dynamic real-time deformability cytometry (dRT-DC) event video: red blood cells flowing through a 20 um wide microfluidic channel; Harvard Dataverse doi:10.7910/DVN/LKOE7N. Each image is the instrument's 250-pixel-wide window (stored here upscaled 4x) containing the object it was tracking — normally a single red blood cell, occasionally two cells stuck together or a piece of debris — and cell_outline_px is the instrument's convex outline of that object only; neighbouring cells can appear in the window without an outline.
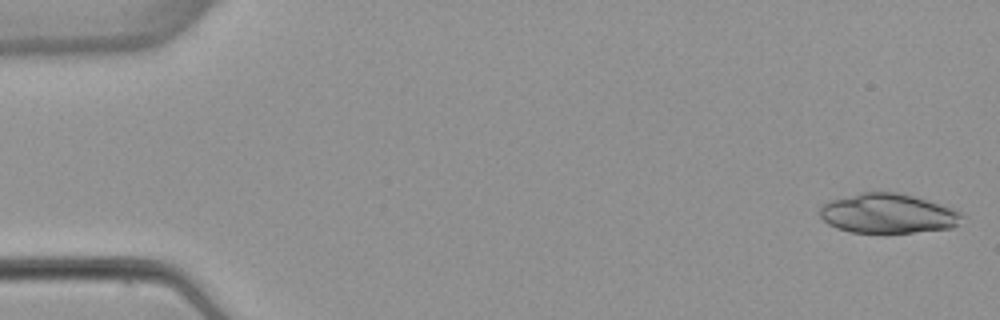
{"species": "common noctule bat (a hibernating species)", "species_latin": "Nyctalus noctula", "temperature_condition": "warm", "stored_images_in_passage": 5, "camera_frame_rate_fps": 3000, "um_per_image_px": 0.085, "animal": {"sex": "female", "body_mass_g": 22.7, "forearm_length_mm": 54.2}, "frame": {"image": 1, "passage_image": 1, "time_ms": 0.0, "image_size_px": [1000, 320], "cell_outline_px": [[964, 216], [952, 228], [912, 232], [852, 232], [836, 228], [828, 224], [820, 216], [820, 208], [824, 204], [832, 200], [860, 192], [896, 192], [912, 196], [960, 212]], "centroid_in_image_um": [75.42, 18.15], "position_along_channel_um": 9.6, "area_um2": 32.08}}